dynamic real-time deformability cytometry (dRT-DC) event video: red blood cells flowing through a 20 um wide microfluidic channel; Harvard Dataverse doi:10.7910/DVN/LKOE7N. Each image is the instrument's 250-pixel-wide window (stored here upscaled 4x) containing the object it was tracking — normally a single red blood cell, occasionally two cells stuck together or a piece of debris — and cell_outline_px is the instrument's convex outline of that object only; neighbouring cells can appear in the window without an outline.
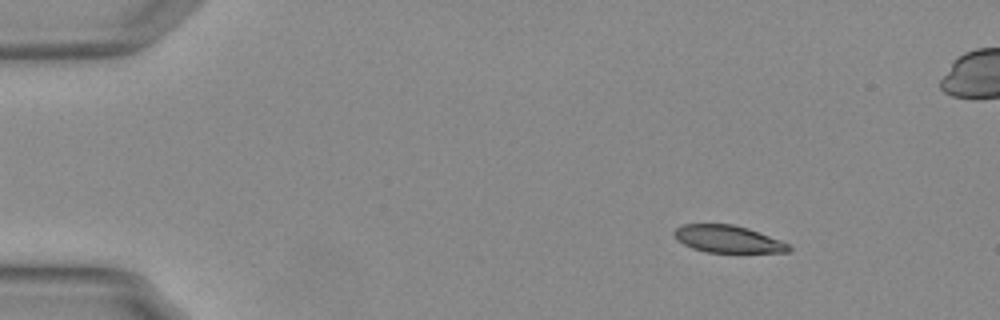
{"species": "Egyptian fruit bat (a non-hibernating species)", "species_latin": "Rousettus aegyptiacus", "temperature_condition": "warm", "stored_images_in_passage": 55, "camera_frame_rate_fps": 3000, "um_per_image_px": 0.085, "animal": {"sex": "female"}, "frame": {"image": 1, "passage_image": 7, "time_ms": 2.0, "image_size_px": [1000, 320], "cell_outline_px": [[792, 248], [788, 252], [708, 252], [692, 248], [676, 240], [672, 232], [676, 228], [684, 224], [732, 224], [748, 228], [780, 240], [788, 244]], "centroid_in_image_um": [61.84, 20.31], "position_along_channel_um": 23.2, "area_um2": 18.09}}
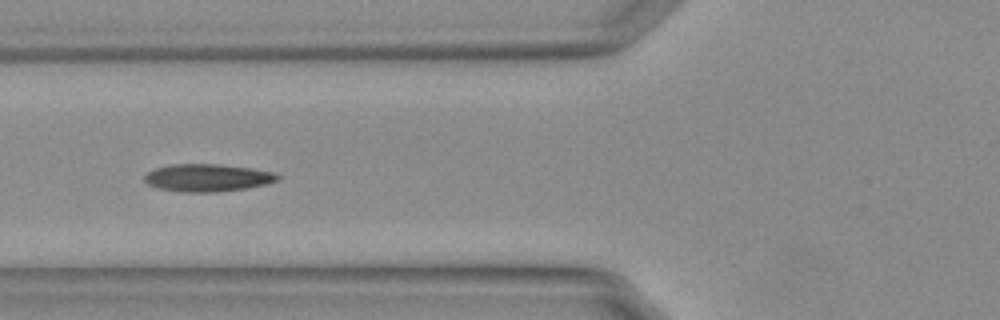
{"frame": {"image": 2, "passage_image": 21, "time_ms": 6.667, "image_size_px": [1000, 320], "cell_outline_px": [[280, 180], [268, 184], [244, 188], [216, 192], [184, 192], [156, 188], [148, 184], [144, 180], [144, 176], [148, 172], [156, 168], [172, 164], [216, 164], [252, 168], [276, 172], [280, 176]], "centroid_in_image_um": [17.67, 15.11], "position_along_channel_um": 108.1, "area_um2": 21.44}}
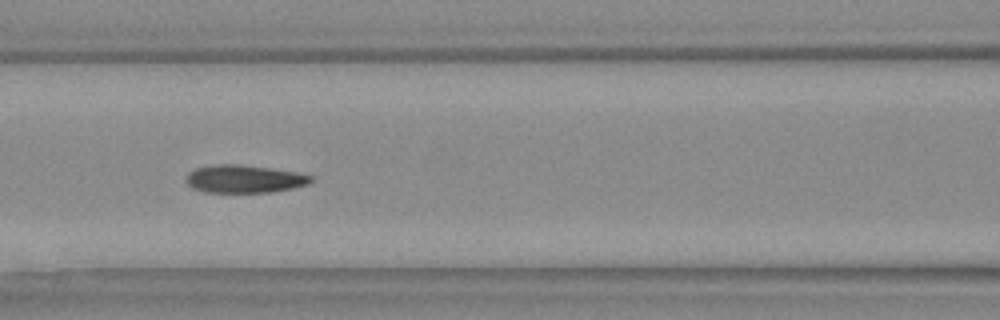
{"frame": {"image": 3, "passage_image": 24, "time_ms": 7.667, "image_size_px": [1000, 320], "cell_outline_px": [[312, 180], [308, 184], [292, 188], [272, 192], [204, 192], [192, 188], [188, 184], [188, 172], [196, 168], [216, 164], [240, 164], [296, 172], [312, 176]], "centroid_in_image_um": [20.76, 15.21], "position_along_channel_um": 145.8, "area_um2": 20.06}, "authors_computed_cell_mechanics": {"area_um2": 20.4612, "velocity_mm_per_s": 3.744, "shape_relaxation_time_tau1_ms": 6.1306, "shape_relaxation_time_tau2_ms": 1.4473, "deformation_change_tau1": 0.1711, "deformation_change_tau2": 0.0658}}